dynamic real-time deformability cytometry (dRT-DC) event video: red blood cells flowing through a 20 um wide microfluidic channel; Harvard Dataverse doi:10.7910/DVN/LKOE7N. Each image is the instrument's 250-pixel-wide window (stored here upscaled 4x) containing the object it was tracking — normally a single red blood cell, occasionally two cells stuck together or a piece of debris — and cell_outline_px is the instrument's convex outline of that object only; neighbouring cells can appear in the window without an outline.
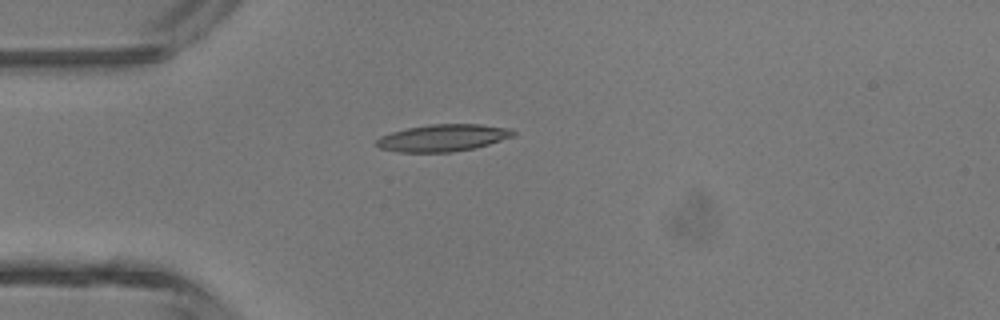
{"species": "common noctule bat (a hibernating species)", "species_latin": "Nyctalus noctula", "temperature_condition": "room temperature", "stored_images_in_passage": 3, "camera_frame_rate_fps": 3000, "um_per_image_px": 0.085, "animal": {"sex": "male", "body_mass_g": 13.3}, "frame": {"image": 1, "passage_image": 3, "time_ms": 0.667, "image_size_px": [1000, 320], "cell_outline_px": [[516, 132], [512, 136], [476, 148], [452, 152], [396, 152], [380, 148], [376, 144], [376, 140], [380, 136], [392, 132], [408, 128], [428, 124], [480, 124], [512, 128]], "centroid_in_image_um": [37.64, 11.71], "position_along_channel_um": 47.4, "area_um2": 21.56}}